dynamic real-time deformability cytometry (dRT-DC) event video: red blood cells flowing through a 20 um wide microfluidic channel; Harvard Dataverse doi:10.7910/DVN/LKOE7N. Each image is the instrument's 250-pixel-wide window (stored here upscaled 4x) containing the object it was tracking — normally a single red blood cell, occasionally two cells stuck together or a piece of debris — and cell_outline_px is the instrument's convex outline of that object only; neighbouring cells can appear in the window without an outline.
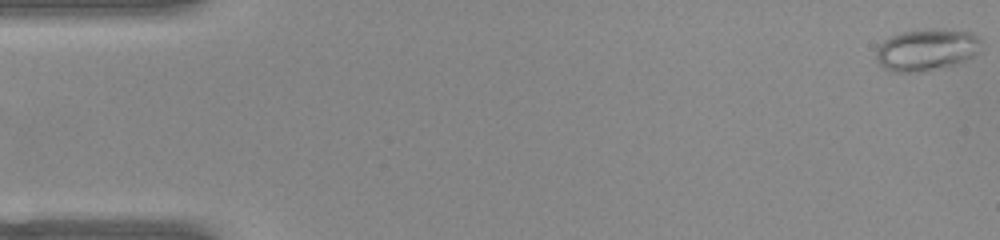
{"species": "common noctule bat (a hibernating species)", "species_latin": "Nyctalus noctula", "temperature_condition": "warm", "stored_images_in_passage": 52, "camera_frame_rate_fps": 3000, "um_per_image_px": 0.085, "animal": {"sex": "female", "body_mass_g": 22.0, "forearm_length_mm": 56.7}, "frame": {"image": 1, "passage_image": 1, "time_ms": 0.0, "image_size_px": [1000, 240], "cell_outline_px": [[984, 40], [976, 52], [972, 56], [956, 64], [920, 72], [888, 72], [876, 60], [876, 48], [884, 40], [892, 36], [904, 32], [932, 28], [972, 32]], "centroid_in_image_um": [78.75, 4.23], "position_along_channel_um": 6.3, "area_um2": 25.66}}
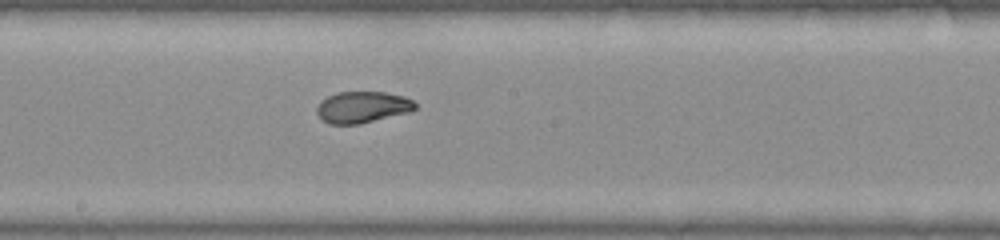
{"frame": {"image": 2, "passage_image": 28, "time_ms": 9.0, "image_size_px": [1000, 240], "cell_outline_px": [[416, 108], [408, 112], [360, 124], [328, 124], [320, 120], [316, 112], [316, 108], [320, 100], [336, 92], [384, 92], [404, 96], [412, 100], [416, 104]], "centroid_in_image_um": [30.75, 9.11], "position_along_channel_um": 217.5, "area_um2": 18.15}}
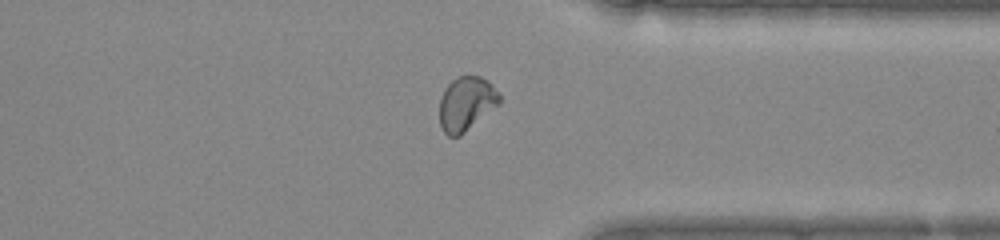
{"frame": {"image": 3, "passage_image": 40, "time_ms": 13.0, "image_size_px": [1000, 240], "cell_outline_px": [[500, 104], [460, 136], [448, 136], [444, 132], [440, 124], [440, 100], [448, 84], [452, 80], [460, 76], [480, 76], [488, 80], [492, 84], [500, 96]], "centroid_in_image_um": [39.65, 8.82], "position_along_channel_um": 371.7, "area_um2": 18.79}, "authors_computed_cell_mechanics": {"area_um2": 19.652, "velocity_mm_per_s": 3.9455, "shape_relaxation_time_tau1_ms": null, "shape_relaxation_time_tau2_ms": 0.982, "deformation_change_tau1": null, "deformation_change_tau2": 0.0537}}